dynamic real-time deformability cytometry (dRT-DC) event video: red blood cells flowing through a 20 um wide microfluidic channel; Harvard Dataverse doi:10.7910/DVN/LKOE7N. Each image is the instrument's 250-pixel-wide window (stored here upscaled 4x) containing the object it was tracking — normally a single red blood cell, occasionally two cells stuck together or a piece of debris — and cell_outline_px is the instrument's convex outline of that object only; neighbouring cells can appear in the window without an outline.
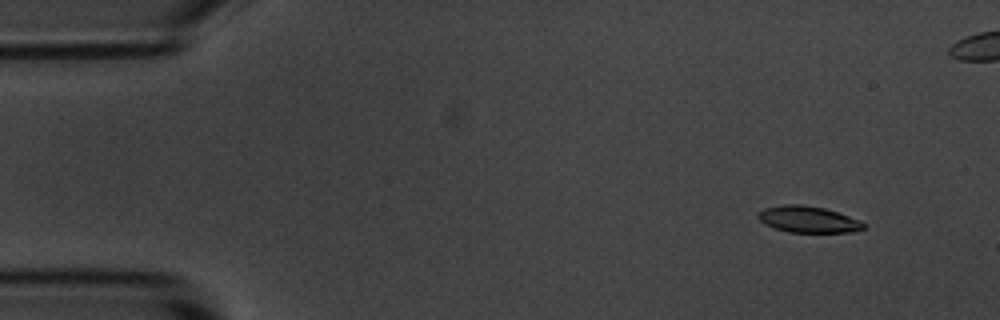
{"species": "common noctule bat (a hibernating species)", "species_latin": "Nyctalus noctula", "temperature_condition": "room temperature", "stored_images_in_passage": 4, "camera_frame_rate_fps": 3000, "um_per_image_px": 0.085, "animal": {"sex": "male", "body_mass_g": 20.1, "forearm_length_mm": 53.5}, "frame": {"image": 1, "passage_image": 1, "time_ms": 0.0, "image_size_px": [1000, 320], "cell_outline_px": [[868, 224], [864, 228], [852, 232], [788, 232], [764, 224], [756, 216], [764, 208], [784, 204], [800, 204], [824, 208], [860, 220]], "centroid_in_image_um": [68.7, 18.65], "position_along_channel_um": 16.3, "area_um2": 16.18}}